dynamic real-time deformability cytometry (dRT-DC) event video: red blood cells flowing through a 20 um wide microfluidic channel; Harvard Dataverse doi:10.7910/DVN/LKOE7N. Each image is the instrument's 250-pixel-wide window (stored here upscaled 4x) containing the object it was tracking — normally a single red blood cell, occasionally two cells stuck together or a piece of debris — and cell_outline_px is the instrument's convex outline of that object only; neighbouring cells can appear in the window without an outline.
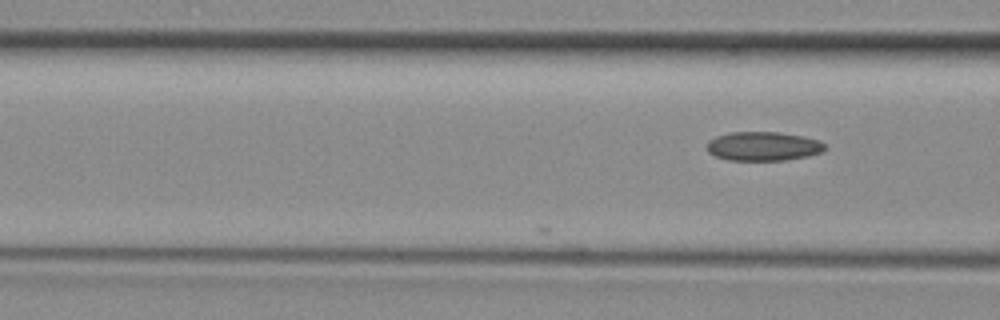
{"species": "common noctule bat (a hibernating species)", "species_latin": "Nyctalus noctula", "temperature_condition": "room temperature", "stored_images_in_passage": 3, "camera_frame_rate_fps": 3000, "um_per_image_px": 0.085, "animal": {"sex": "female", "body_mass_g": 29.2, "forearm_length_mm": 56.3}, "frame": {"image": 1, "passage_image": 3, "time_ms": 0.667, "image_size_px": [1000, 320], "cell_outline_px": [[824, 148], [820, 152], [808, 156], [788, 160], [728, 160], [716, 156], [708, 152], [704, 144], [708, 140], [716, 136], [732, 132], [776, 132], [804, 136], [820, 140], [824, 144]], "centroid_in_image_um": [64.83, 12.43], "position_along_channel_um": 101.8, "area_um2": 20.06}}